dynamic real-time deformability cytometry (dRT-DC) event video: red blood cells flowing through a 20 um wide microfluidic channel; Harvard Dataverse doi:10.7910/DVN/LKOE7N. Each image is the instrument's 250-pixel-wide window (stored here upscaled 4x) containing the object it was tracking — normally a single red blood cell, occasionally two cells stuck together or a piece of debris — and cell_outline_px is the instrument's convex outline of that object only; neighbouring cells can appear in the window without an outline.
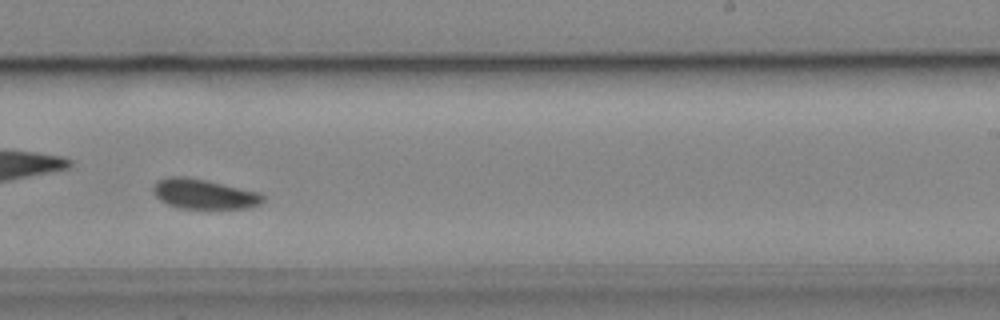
{"species": "common noctule bat (a hibernating species)", "species_latin": "Nyctalus noctula", "temperature_condition": "cold", "stored_images_in_passage": 49, "camera_frame_rate_fps": 3000, "um_per_image_px": 0.085, "animal": {"sex": "male", "body_mass_g": 19.2, "forearm_length_mm": 51.8}, "frame": {"image": 1, "passage_image": 28, "time_ms": 9.0, "image_size_px": [1000, 320], "cell_outline_px": [[264, 200], [260, 204], [248, 208], [176, 208], [160, 200], [152, 192], [152, 188], [160, 180], [168, 176], [184, 176], [204, 180], [260, 192], [264, 196]], "centroid_in_image_um": [17.34, 16.5], "position_along_channel_um": 271.7, "area_um2": 18.96}}